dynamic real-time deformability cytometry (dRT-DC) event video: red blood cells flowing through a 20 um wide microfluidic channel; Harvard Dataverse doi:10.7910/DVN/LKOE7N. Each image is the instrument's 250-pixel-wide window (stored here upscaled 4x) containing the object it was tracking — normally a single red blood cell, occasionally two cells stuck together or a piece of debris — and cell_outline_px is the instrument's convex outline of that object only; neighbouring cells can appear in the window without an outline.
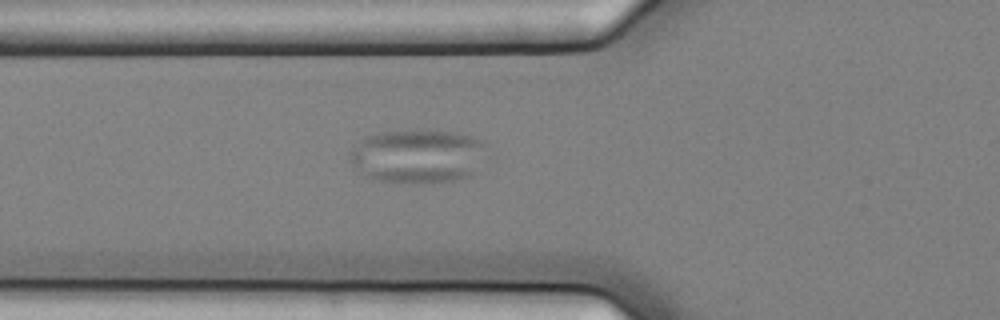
{"species": "common noctule bat (a hibernating species)", "species_latin": "Nyctalus noctula", "temperature_condition": "cold", "stored_images_in_passage": 37, "camera_frame_rate_fps": 3000, "um_per_image_px": 0.085, "animal": {"sex": "female", "body_mass_g": 25.1}, "frame": {"image": 1, "passage_image": 2, "time_ms": 0.333, "image_size_px": [1000, 320], "cell_outline_px": [[484, 144], [472, 176], [452, 180], [424, 184], [420, 184], [376, 180], [360, 172], [348, 160], [348, 152], [364, 136], [380, 132], [452, 132], [468, 136]], "centroid_in_image_um": [35.37, 13.31], "position_along_channel_um": 90.4, "area_um2": 41.85}}
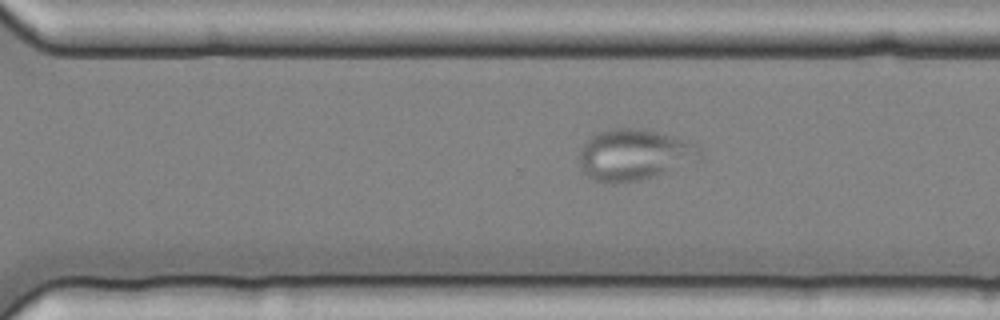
{"frame": {"image": 2, "passage_image": 21, "time_ms": 6.667, "image_size_px": [1000, 320], "cell_outline_px": [[700, 160], [668, 172], [640, 180], [612, 184], [596, 180], [588, 176], [580, 168], [580, 148], [596, 132], [608, 128], [640, 128], [656, 132], [696, 144], [700, 148]], "centroid_in_image_um": [53.89, 13.16], "position_along_channel_um": 316.7, "area_um2": 35.89}}
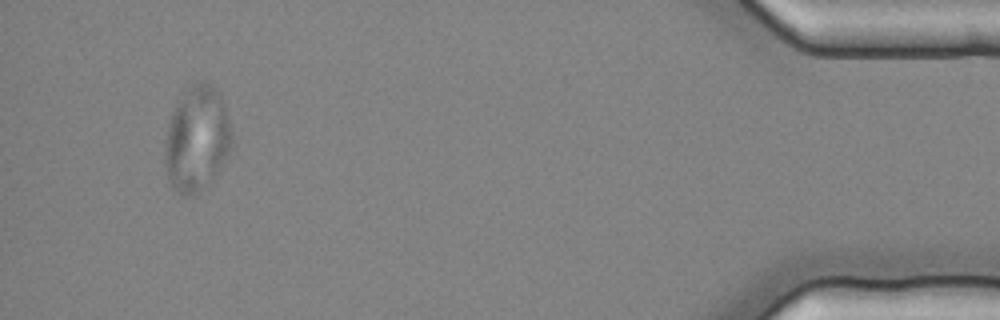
{"frame": {"image": 3, "passage_image": 35, "time_ms": 11.333, "image_size_px": [1000, 320], "cell_outline_px": [[232, 144], [220, 168], [212, 180], [208, 184], [192, 196], [180, 196], [172, 188], [168, 180], [164, 164], [164, 140], [168, 120], [176, 100], [196, 84], [208, 84], [220, 92], [228, 120], [232, 136]], "centroid_in_image_um": [16.68, 11.87], "position_along_channel_um": 418.5, "area_um2": 41.04}}